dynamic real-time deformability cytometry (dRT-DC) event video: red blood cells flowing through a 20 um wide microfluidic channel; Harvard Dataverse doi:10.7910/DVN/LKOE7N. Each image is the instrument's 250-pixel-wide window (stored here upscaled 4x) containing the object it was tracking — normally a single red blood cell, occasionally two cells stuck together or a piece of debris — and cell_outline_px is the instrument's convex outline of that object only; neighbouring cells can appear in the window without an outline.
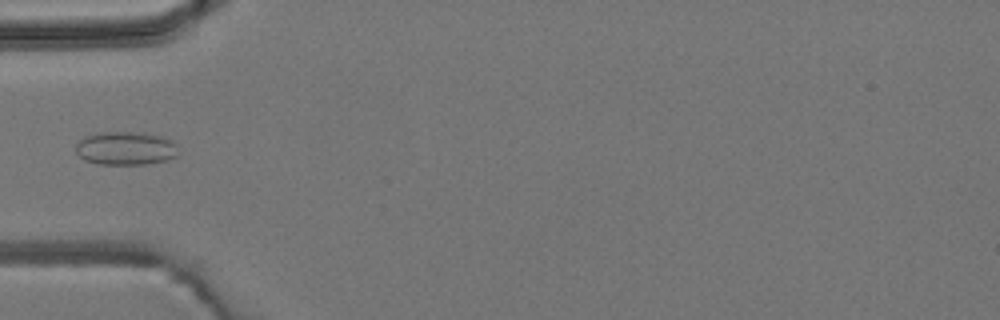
{"species": "common noctule bat (a hibernating species)", "species_latin": "Nyctalus noctula", "temperature_condition": "room temperature", "stored_images_in_passage": 5, "camera_frame_rate_fps": 3000, "um_per_image_px": 0.085, "animal": {"sex": "male", "body_mass_g": 19.2, "forearm_length_mm": 51.8}, "frame": {"image": 1, "passage_image": 5, "time_ms": 4.333, "image_size_px": [1000, 320], "cell_outline_px": [[176, 156], [168, 160], [144, 164], [100, 164], [84, 160], [76, 152], [76, 144], [84, 136], [100, 132], [144, 132], [160, 136], [172, 140], [176, 144]], "centroid_in_image_um": [10.67, 12.6], "position_along_channel_um": 74.3, "area_um2": 20.0}}